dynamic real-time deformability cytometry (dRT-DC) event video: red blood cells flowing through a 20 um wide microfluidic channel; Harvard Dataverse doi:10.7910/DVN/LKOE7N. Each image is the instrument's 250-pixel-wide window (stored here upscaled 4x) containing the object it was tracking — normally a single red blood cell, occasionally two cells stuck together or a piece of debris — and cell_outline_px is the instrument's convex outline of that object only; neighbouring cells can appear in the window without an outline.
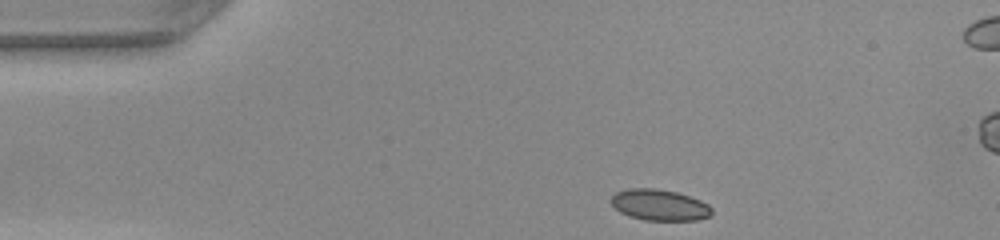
{"species": "common noctule bat (a hibernating species)", "species_latin": "Nyctalus noctula", "temperature_condition": "warm", "stored_images_in_passage": 32, "camera_frame_rate_fps": 3000, "um_per_image_px": 0.085, "animal": {"sex": "female", "body_mass_g": 22.0, "forearm_length_mm": 56.7}, "frame": {"image": 1, "passage_image": 1, "time_ms": 0.0, "image_size_px": [1000, 240], "cell_outline_px": [[712, 216], [696, 220], [644, 220], [628, 216], [620, 212], [612, 204], [612, 196], [616, 192], [628, 188], [656, 188], [676, 192], [700, 200], [708, 204], [712, 208]], "centroid_in_image_um": [56.07, 17.42], "position_along_channel_um": 28.9, "area_um2": 18.26}}
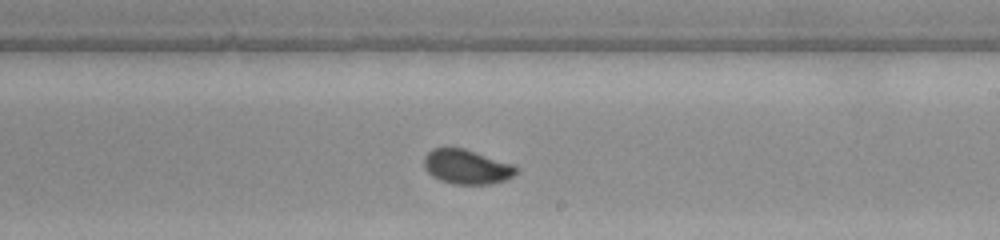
{"frame": {"image": 2, "passage_image": 21, "time_ms": 6.667, "image_size_px": [1000, 240], "cell_outline_px": [[516, 172], [512, 176], [504, 180], [488, 184], [452, 184], [440, 180], [432, 176], [424, 168], [424, 156], [432, 148], [464, 148], [512, 164], [516, 168]], "centroid_in_image_um": [39.62, 14.18], "position_along_channel_um": 249.4, "area_um2": 18.32}}
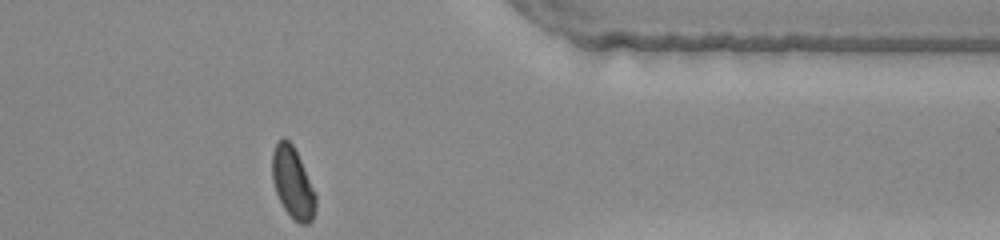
{"frame": {"image": 3, "passage_image": 32, "time_ms": 10.333, "image_size_px": [1000, 240], "cell_outline_px": [[316, 208], [312, 220], [308, 224], [300, 224], [292, 220], [284, 208], [276, 192], [272, 180], [272, 152], [276, 144], [284, 136], [292, 144], [316, 192]], "centroid_in_image_um": [24.89, 15.58], "position_along_channel_um": 386.5, "area_um2": 18.09}, "authors_computed_cell_mechanics": {"area_um2": 18.496, "velocity_mm_per_s": 4.1847, "shape_relaxation_time_tau1_ms": 2.7467, "shape_relaxation_time_tau2_ms": null, "deformation_change_tau1": 0.1182, "deformation_change_tau2": null}}